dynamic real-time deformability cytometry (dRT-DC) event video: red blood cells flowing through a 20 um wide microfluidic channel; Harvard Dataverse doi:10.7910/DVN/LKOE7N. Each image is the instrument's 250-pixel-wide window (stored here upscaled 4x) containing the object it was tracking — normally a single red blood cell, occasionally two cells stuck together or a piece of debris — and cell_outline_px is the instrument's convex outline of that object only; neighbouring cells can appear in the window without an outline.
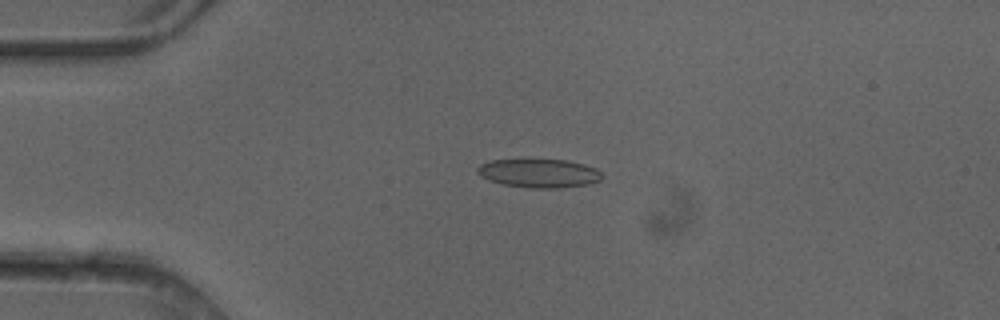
{"species": "common noctule bat (a hibernating species)", "species_latin": "Nyctalus noctula", "temperature_condition": "cold", "stored_images_in_passage": 4, "camera_frame_rate_fps": 3000, "um_per_image_px": 0.085, "animal": {"sex": "female"}, "frame": {"image": 1, "passage_image": 3, "time_ms": 0.667, "image_size_px": [1000, 320], "cell_outline_px": [[604, 176], [600, 180], [588, 184], [556, 188], [532, 188], [504, 184], [488, 180], [480, 176], [476, 172], [476, 168], [480, 164], [492, 160], [524, 156], [564, 160], [584, 164], [596, 168]], "centroid_in_image_um": [45.76, 14.67], "position_along_channel_um": 39.2, "area_um2": 21.73}}